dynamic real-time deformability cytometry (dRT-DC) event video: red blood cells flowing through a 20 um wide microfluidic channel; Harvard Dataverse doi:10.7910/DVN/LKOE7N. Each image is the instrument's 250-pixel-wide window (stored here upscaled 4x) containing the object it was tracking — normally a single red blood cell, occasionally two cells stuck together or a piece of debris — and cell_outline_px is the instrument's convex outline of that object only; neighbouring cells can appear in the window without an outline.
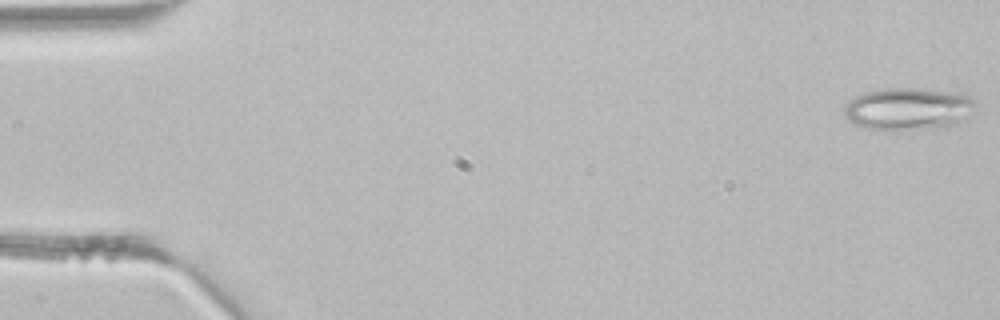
{"species": "common noctule bat (a hibernating species)", "species_latin": "Nyctalus noctula", "temperature_condition": "room temperature", "stored_images_in_passage": 10, "camera_frame_rate_fps": 3000, "um_per_image_px": 0.085, "animal": {"sex": "male", "body_mass_g": 21.5, "forearm_length_mm": 52.0}, "frame": {"image": 1, "passage_image": 1, "time_ms": 0.0, "image_size_px": [1000, 320], "cell_outline_px": [[976, 104], [964, 120], [956, 124], [944, 128], [860, 128], [852, 124], [844, 116], [844, 104], [856, 96], [864, 92], [884, 88], [920, 88], [964, 92], [972, 96], [976, 100]], "centroid_in_image_um": [77.23, 9.21], "position_along_channel_um": 7.8, "area_um2": 32.71}}